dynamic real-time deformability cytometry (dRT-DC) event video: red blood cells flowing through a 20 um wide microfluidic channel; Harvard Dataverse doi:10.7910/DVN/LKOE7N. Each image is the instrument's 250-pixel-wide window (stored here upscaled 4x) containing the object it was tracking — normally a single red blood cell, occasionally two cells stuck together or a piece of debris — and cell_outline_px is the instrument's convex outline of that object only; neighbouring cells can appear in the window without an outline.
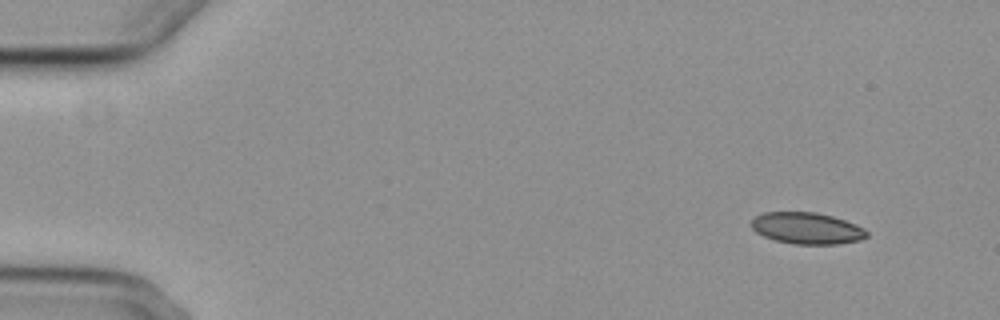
{"species": "common noctule bat (a hibernating species)", "species_latin": "Nyctalus noctula", "temperature_condition": "cold", "stored_images_in_passage": 7, "camera_frame_rate_fps": 3000, "um_per_image_px": 0.085, "animal": {"sex": "female", "body_mass_g": 29.2, "forearm_length_mm": 56.3}, "frame": {"image": 1, "passage_image": 2, "time_ms": 1.333, "image_size_px": [1000, 320], "cell_outline_px": [[868, 236], [860, 240], [836, 244], [792, 244], [776, 240], [764, 236], [756, 232], [752, 228], [752, 220], [756, 216], [764, 212], [816, 212], [832, 216], [856, 224], [864, 228], [868, 232]], "centroid_in_image_um": [68.6, 19.4], "position_along_channel_um": 16.4, "area_um2": 21.15}}
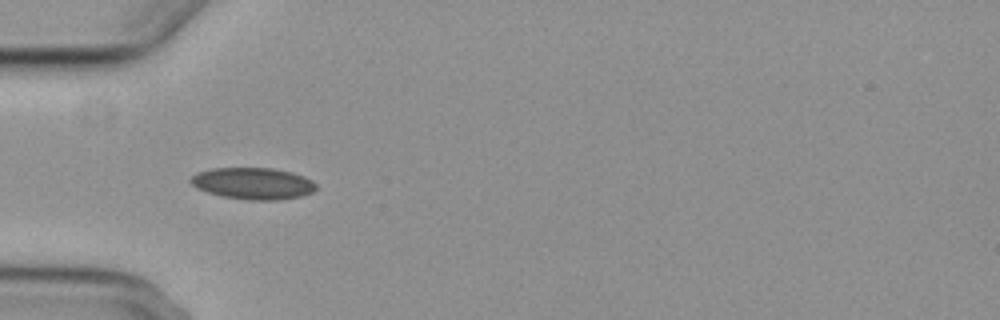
{"frame": {"image": 2, "passage_image": 6, "time_ms": 5.667, "image_size_px": [1000, 320], "cell_outline_px": [[316, 188], [312, 192], [300, 196], [280, 200], [248, 200], [220, 196], [196, 188], [188, 180], [196, 172], [212, 168], [272, 168], [292, 172], [304, 176], [312, 180], [316, 184]], "centroid_in_image_um": [21.49, 15.59], "position_along_channel_um": 63.5, "area_um2": 23.29}}
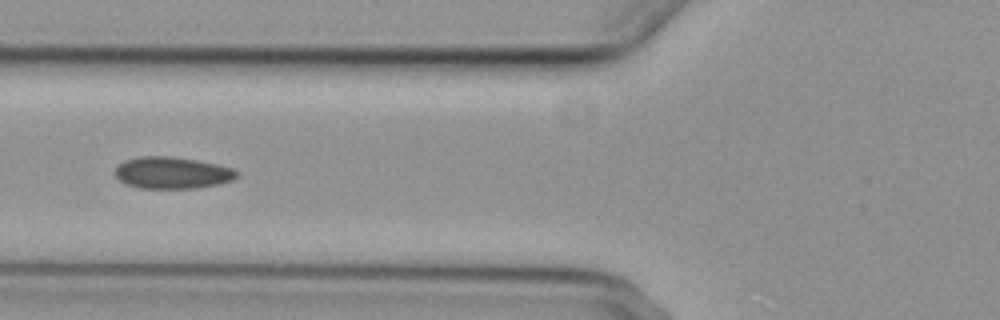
{"frame": {"image": 3, "passage_image": 7, "time_ms": 7.0, "image_size_px": [1000, 320], "cell_outline_px": [[240, 176], [232, 180], [220, 184], [196, 188], [140, 188], [124, 184], [116, 176], [116, 168], [124, 160], [140, 156], [172, 156], [196, 160], [216, 164], [232, 168]], "centroid_in_image_um": [14.64, 14.69], "position_along_channel_um": 111.2, "area_um2": 22.54}}